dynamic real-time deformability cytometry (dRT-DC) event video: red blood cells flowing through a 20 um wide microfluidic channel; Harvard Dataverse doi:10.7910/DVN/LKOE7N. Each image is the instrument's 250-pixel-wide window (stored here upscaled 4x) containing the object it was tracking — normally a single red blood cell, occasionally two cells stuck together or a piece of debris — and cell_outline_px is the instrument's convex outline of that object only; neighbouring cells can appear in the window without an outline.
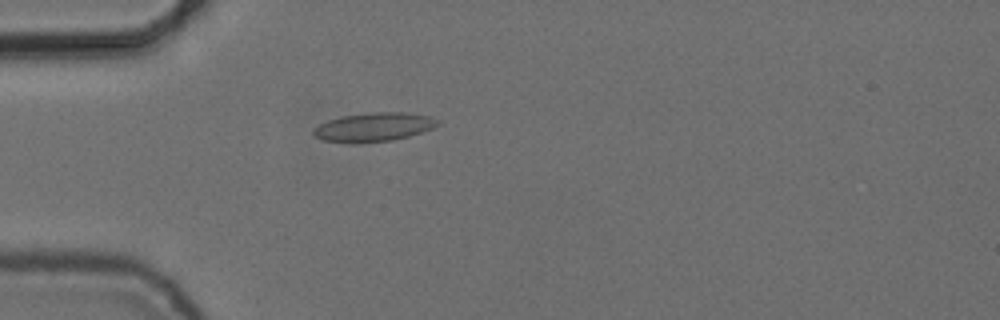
{"species": "common noctule bat (a hibernating species)", "species_latin": "Nyctalus noctula", "temperature_condition": "cold", "stored_images_in_passage": 55, "camera_frame_rate_fps": 3000, "um_per_image_px": 0.085, "animal": {"sex": "female", "body_mass_g": 24.6, "forearm_length_mm": 56.2}, "frame": {"image": 1, "passage_image": 16, "time_ms": 5.0, "image_size_px": [1000, 320], "cell_outline_px": [[440, 124], [432, 128], [408, 136], [392, 140], [356, 144], [348, 144], [324, 140], [316, 136], [312, 132], [312, 128], [328, 120], [340, 116], [368, 112], [404, 112], [432, 116], [440, 120]], "centroid_in_image_um": [31.75, 10.8], "position_along_channel_um": 53.2, "area_um2": 21.21}}
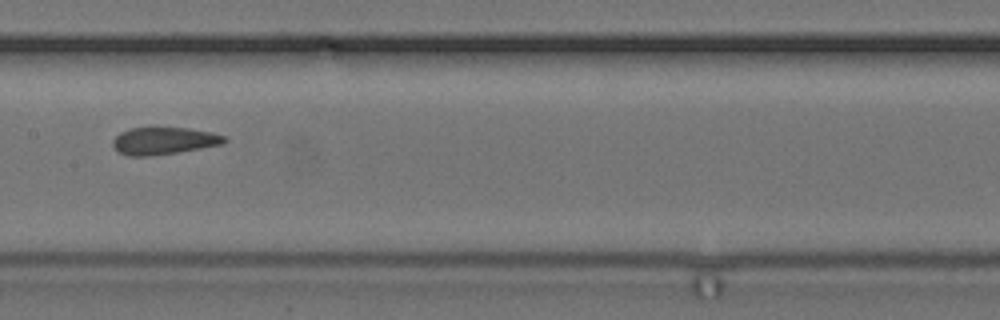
{"frame": {"image": 2, "passage_image": 28, "time_ms": 9.0, "image_size_px": [1000, 320], "cell_outline_px": [[228, 140], [224, 144], [176, 152], [148, 156], [128, 156], [120, 152], [112, 144], [112, 140], [120, 132], [132, 128], [188, 128], [212, 132], [224, 136]], "centroid_in_image_um": [13.94, 11.97], "position_along_channel_um": 193.5, "area_um2": 17.51}}
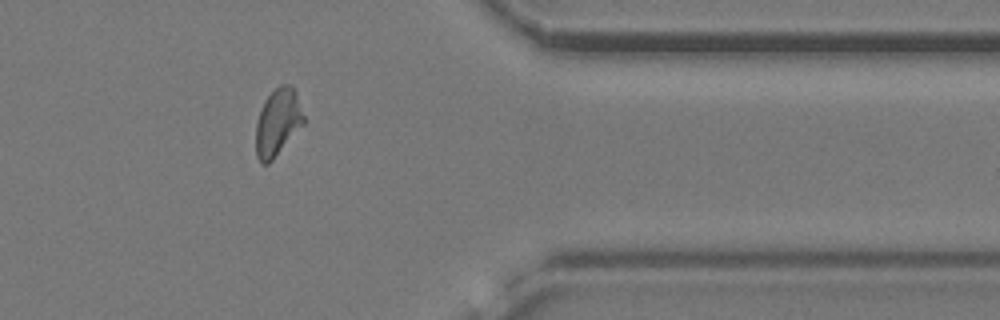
{"frame": {"image": 3, "passage_image": 45, "time_ms": 14.667, "image_size_px": [1000, 320], "cell_outline_px": [[304, 124], [272, 160], [268, 164], [260, 164], [256, 156], [256, 124], [264, 100], [280, 84], [292, 84], [296, 92], [304, 116]], "centroid_in_image_um": [23.61, 10.4], "position_along_channel_um": 387.8, "area_um2": 18.67}, "authors_computed_cell_mechanics": {"area_um2": 18.4382, "velocity_mm_per_s": 3.7267, "shape_relaxation_time_tau1_ms": 5.2997, "shape_relaxation_time_tau2_ms": 1.4449, "deformation_change_tau1": 0.1367, "deformation_change_tau2": 0.091}}